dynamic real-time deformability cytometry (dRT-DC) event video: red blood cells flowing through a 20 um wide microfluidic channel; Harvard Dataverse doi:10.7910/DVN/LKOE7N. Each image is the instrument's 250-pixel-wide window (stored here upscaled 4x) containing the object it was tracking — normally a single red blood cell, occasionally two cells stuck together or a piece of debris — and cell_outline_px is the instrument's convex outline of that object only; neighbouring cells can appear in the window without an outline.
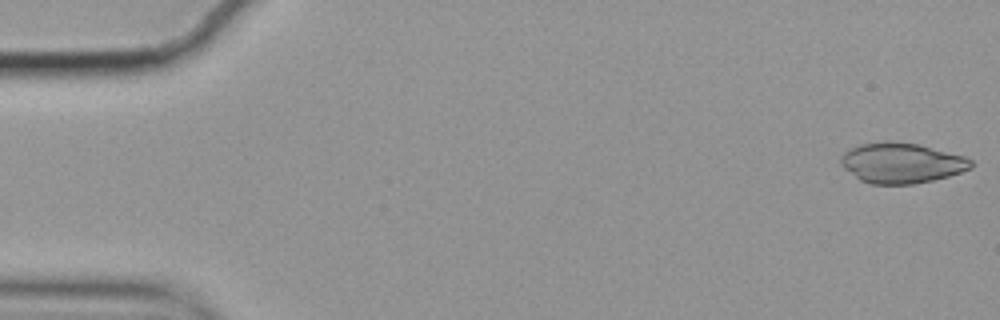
{"species": "common noctule bat (a hibernating species)", "species_latin": "Nyctalus noctula", "temperature_condition": "cold", "stored_images_in_passage": 6, "camera_frame_rate_fps": 3000, "um_per_image_px": 0.085, "animal": {"sex": "female", "body_mass_g": 19.9}, "frame": {"image": 1, "passage_image": 1, "time_ms": 0.0, "image_size_px": [1000, 320], "cell_outline_px": [[976, 164], [972, 168], [948, 176], [932, 180], [912, 184], [872, 184], [860, 180], [844, 168], [840, 164], [840, 156], [844, 152], [860, 144], [884, 140], [888, 140], [920, 144], [964, 156], [972, 160]], "centroid_in_image_um": [76.63, 13.84], "position_along_channel_um": 8.4, "area_um2": 30.81}}